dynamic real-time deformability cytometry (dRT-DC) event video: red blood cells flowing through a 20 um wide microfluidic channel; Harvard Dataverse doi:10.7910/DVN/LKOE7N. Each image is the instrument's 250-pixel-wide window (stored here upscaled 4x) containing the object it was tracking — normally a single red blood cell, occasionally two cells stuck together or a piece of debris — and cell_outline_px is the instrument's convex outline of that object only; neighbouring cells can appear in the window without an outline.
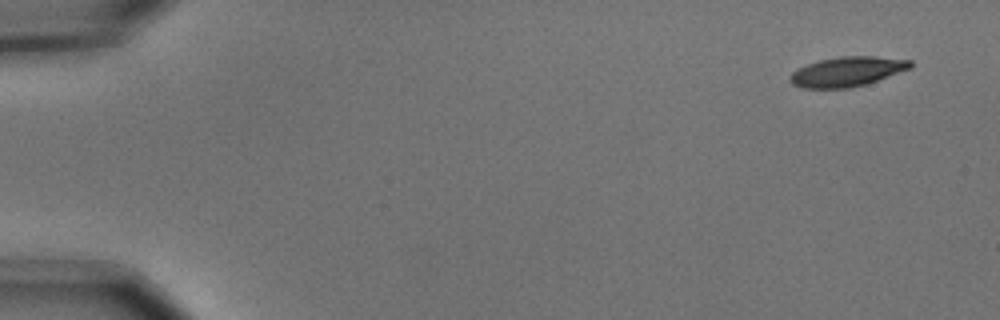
{"species": "common noctule bat (a hibernating species)", "species_latin": "Nyctalus noctula", "temperature_condition": "cold", "stored_images_in_passage": 5, "camera_frame_rate_fps": 3000, "um_per_image_px": 0.085, "animal": {"sex": "male", "body_mass_g": 15.6}, "frame": {"image": 1, "passage_image": 1, "time_ms": 0.0, "image_size_px": [1000, 320], "cell_outline_px": [[912, 68], [864, 84], [848, 88], [800, 88], [792, 84], [788, 80], [788, 76], [792, 72], [808, 64], [820, 60], [840, 56], [872, 56], [912, 60]], "centroid_in_image_um": [71.98, 6.08], "position_along_channel_um": 13.0, "area_um2": 20.69}}
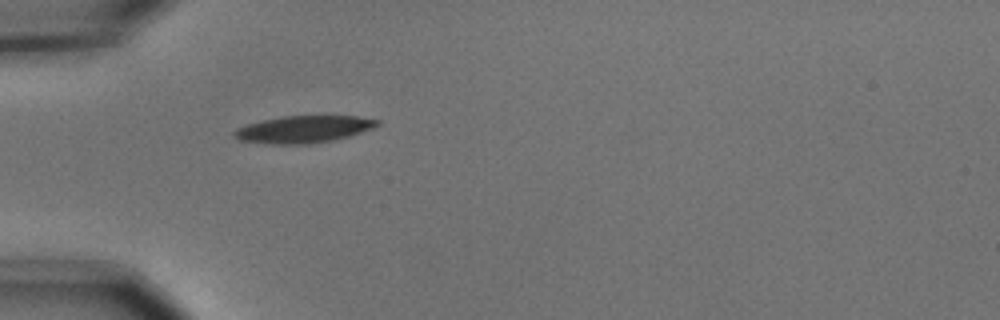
{"frame": {"image": 2, "passage_image": 5, "time_ms": 1.333, "image_size_px": [1000, 320], "cell_outline_px": [[380, 124], [372, 128], [348, 136], [332, 140], [308, 144], [272, 144], [240, 140], [232, 132], [236, 128], [248, 124], [264, 120], [284, 116], [324, 112], [356, 116], [380, 120]], "centroid_in_image_um": [25.88, 10.93], "position_along_channel_um": 59.1, "area_um2": 23.29}}